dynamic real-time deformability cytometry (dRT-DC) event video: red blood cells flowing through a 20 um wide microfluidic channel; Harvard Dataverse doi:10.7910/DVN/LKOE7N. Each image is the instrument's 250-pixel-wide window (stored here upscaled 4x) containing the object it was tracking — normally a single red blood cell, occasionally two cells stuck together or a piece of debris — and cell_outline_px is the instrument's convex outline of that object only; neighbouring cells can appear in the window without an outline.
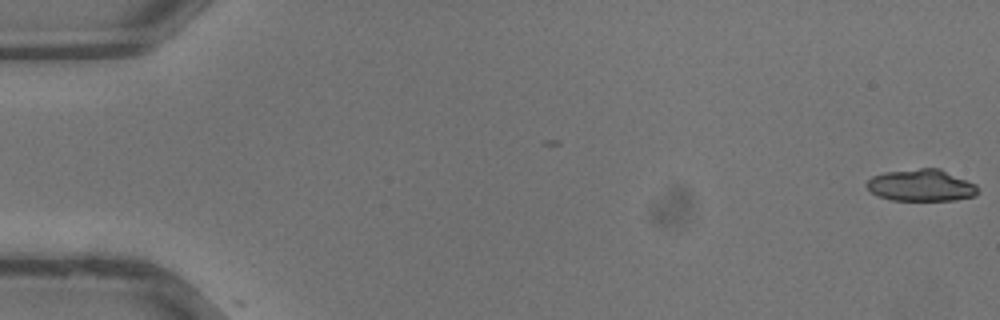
{"species": "common noctule bat (a hibernating species)", "species_latin": "Nyctalus noctula", "temperature_condition": "warm", "stored_images_in_passage": 2, "camera_frame_rate_fps": 3000, "um_per_image_px": 0.085, "animal": {"sex": "male", "body_mass_g": 13.3}, "frame": {"image": 1, "passage_image": 1, "time_ms": 0.0, "image_size_px": [1000, 320], "cell_outline_px": [[980, 192], [976, 196], [956, 200], [892, 200], [876, 196], [864, 184], [872, 176], [884, 172], [920, 168], [940, 168], [976, 184], [980, 188]], "centroid_in_image_um": [78.33, 15.75], "position_along_channel_um": 6.7, "area_um2": 20.92}}